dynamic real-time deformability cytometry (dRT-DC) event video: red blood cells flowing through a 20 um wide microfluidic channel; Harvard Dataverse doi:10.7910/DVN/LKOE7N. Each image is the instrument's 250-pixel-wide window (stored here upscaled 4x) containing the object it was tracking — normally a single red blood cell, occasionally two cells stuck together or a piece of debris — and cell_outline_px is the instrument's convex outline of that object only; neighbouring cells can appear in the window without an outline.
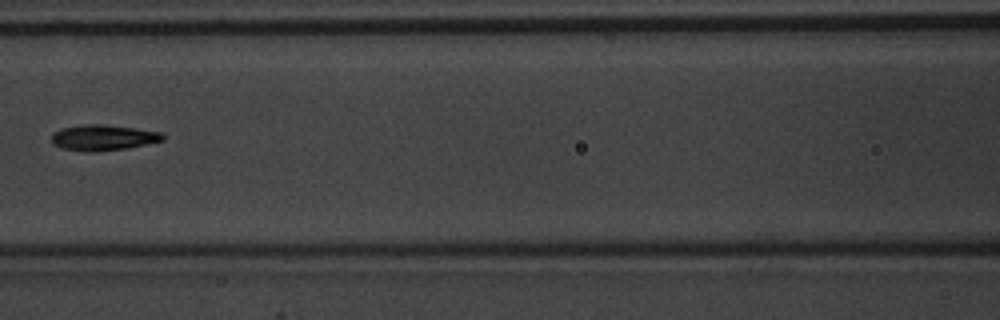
{"species": "common noctule bat (a hibernating species)", "species_latin": "Nyctalus noctula", "temperature_condition": "warm", "stored_images_in_passage": 6, "camera_frame_rate_fps": 3000, "um_per_image_px": 0.085, "animal": {"sex": "male", "body_mass_g": 20.1, "forearm_length_mm": 53.5}, "frame": {"image": 1, "passage_image": 4, "time_ms": 1.0, "image_size_px": [1000, 320], "cell_outline_px": [[164, 140], [128, 148], [92, 152], [88, 152], [60, 148], [52, 144], [52, 136], [60, 128], [84, 124], [104, 124], [136, 128], [160, 132], [164, 136]], "centroid_in_image_um": [8.75, 11.69], "position_along_channel_um": 157.8, "area_um2": 16.7}}
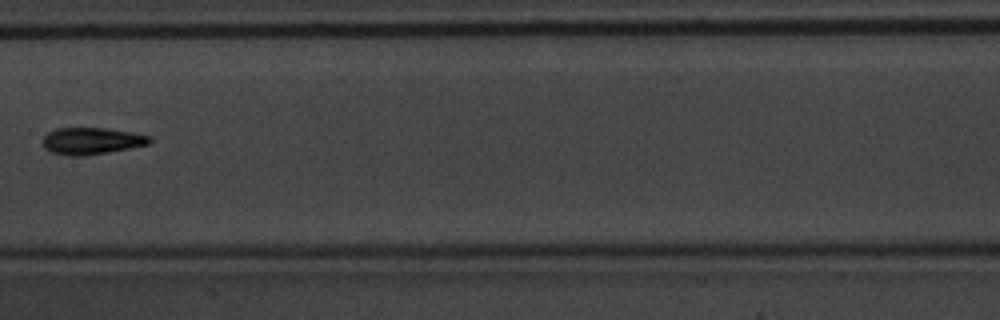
{"frame": {"image": 2, "passage_image": 5, "time_ms": 1.333, "image_size_px": [1000, 320], "cell_outline_px": [[152, 140], [148, 144], [108, 152], [84, 156], [68, 156], [52, 152], [44, 148], [44, 136], [48, 132], [56, 128], [108, 128], [132, 132], [152, 136]], "centroid_in_image_um": [7.79, 11.97], "position_along_channel_um": 199.6, "area_um2": 16.7}}